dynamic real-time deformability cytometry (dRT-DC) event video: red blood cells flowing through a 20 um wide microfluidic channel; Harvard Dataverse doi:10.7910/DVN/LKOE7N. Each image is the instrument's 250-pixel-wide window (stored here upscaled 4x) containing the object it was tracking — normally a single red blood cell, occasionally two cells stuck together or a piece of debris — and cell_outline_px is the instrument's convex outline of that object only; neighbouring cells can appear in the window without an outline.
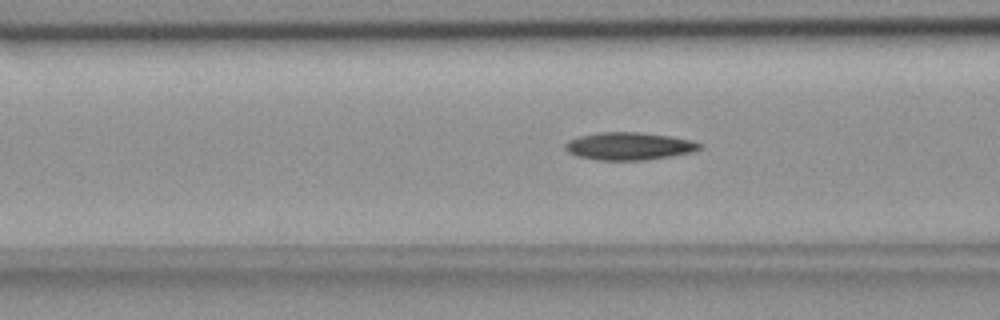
{"species": "common noctule bat (a hibernating species)", "species_latin": "Nyctalus noctula", "temperature_condition": "room temperature", "stored_images_in_passage": 55, "camera_frame_rate_fps": 3000, "um_per_image_px": 0.085, "animal": {"sex": "female", "body_mass_g": 18.4}, "frame": {"image": 1, "passage_image": 21, "time_ms": 6.667, "image_size_px": [1000, 320], "cell_outline_px": [[704, 148], [696, 152], [648, 160], [600, 160], [580, 156], [568, 152], [564, 148], [564, 144], [568, 140], [580, 136], [600, 132], [640, 132], [668, 136], [692, 140], [704, 144]], "centroid_in_image_um": [53.55, 12.42], "position_along_channel_um": 113.0, "area_um2": 21.85}}
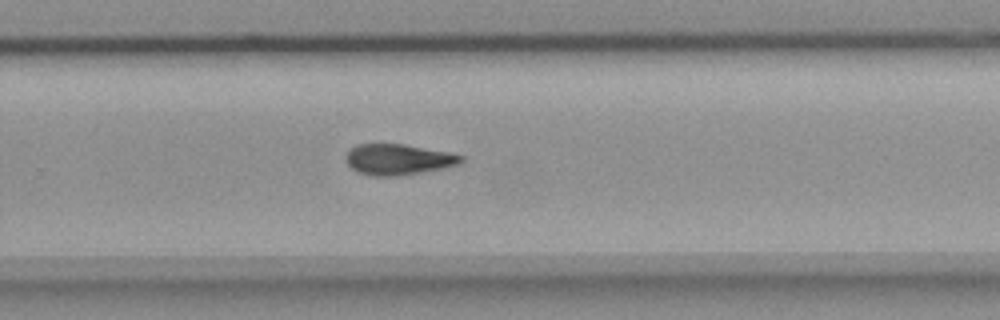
{"frame": {"image": 2, "passage_image": 36, "time_ms": 11.667, "image_size_px": [1000, 320], "cell_outline_px": [[464, 160], [460, 164], [444, 168], [420, 172], [392, 176], [372, 176], [360, 172], [352, 168], [344, 160], [344, 156], [356, 144], [404, 144], [452, 152], [464, 156]], "centroid_in_image_um": [33.88, 13.54], "position_along_channel_um": 295.9, "area_um2": 20.75}}
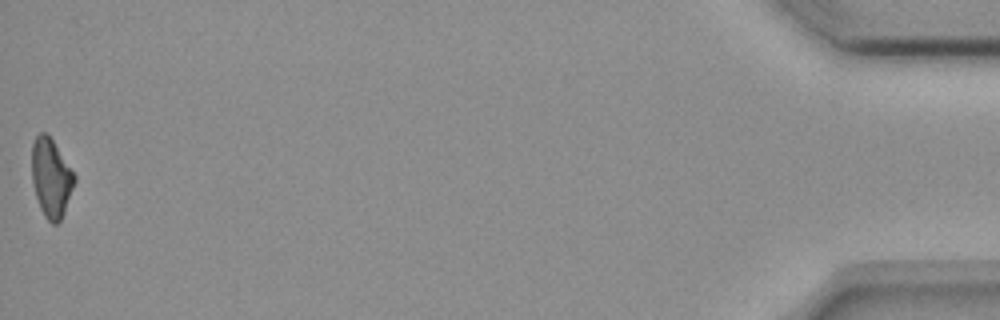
{"frame": {"image": 3, "passage_image": 55, "time_ms": 18.0, "image_size_px": [1000, 320], "cell_outline_px": [[76, 180], [64, 212], [60, 220], [56, 224], [52, 224], [44, 216], [40, 208], [32, 184], [32, 144], [36, 136], [40, 132], [44, 132], [52, 140], [76, 176]], "centroid_in_image_um": [4.33, 15.14], "position_along_channel_um": 430.9, "area_um2": 19.31}, "authors_computed_cell_mechanics": {"area_um2": 20.808, "velocity_mm_per_s": 3.6686, "shape_relaxation_time_tau1_ms": 8.2335, "shape_relaxation_time_tau2_ms": 7.3704, "deformation_change_tau1": 0.2072, "deformation_change_tau2": 0.1571}}